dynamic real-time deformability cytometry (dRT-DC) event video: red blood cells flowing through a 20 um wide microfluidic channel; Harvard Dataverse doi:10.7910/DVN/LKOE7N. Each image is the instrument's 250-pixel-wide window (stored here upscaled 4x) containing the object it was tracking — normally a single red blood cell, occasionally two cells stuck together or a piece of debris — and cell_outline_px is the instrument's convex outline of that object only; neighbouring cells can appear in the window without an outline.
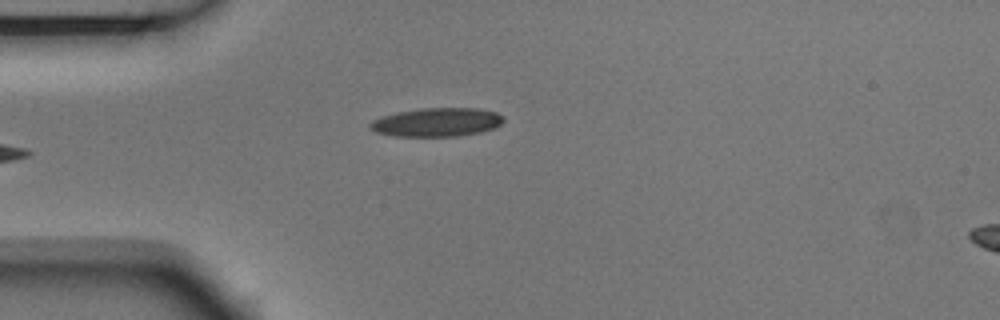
{"species": "Egyptian fruit bat (a non-hibernating species)", "species_latin": "Rousettus aegyptiacus", "temperature_condition": "room temperature", "stored_images_in_passage": 3, "camera_frame_rate_fps": 3000, "um_per_image_px": 0.085, "animal": {"sex": "male"}, "frame": {"image": 1, "passage_image": 3, "time_ms": 0.667, "image_size_px": [1000, 320], "cell_outline_px": [[504, 120], [500, 124], [492, 128], [480, 132], [460, 136], [392, 136], [376, 132], [368, 128], [368, 124], [372, 120], [384, 116], [400, 112], [424, 108], [480, 108], [496, 112], [504, 116]], "centroid_in_image_um": [37.13, 10.39], "position_along_channel_um": 47.9, "area_um2": 22.25}}